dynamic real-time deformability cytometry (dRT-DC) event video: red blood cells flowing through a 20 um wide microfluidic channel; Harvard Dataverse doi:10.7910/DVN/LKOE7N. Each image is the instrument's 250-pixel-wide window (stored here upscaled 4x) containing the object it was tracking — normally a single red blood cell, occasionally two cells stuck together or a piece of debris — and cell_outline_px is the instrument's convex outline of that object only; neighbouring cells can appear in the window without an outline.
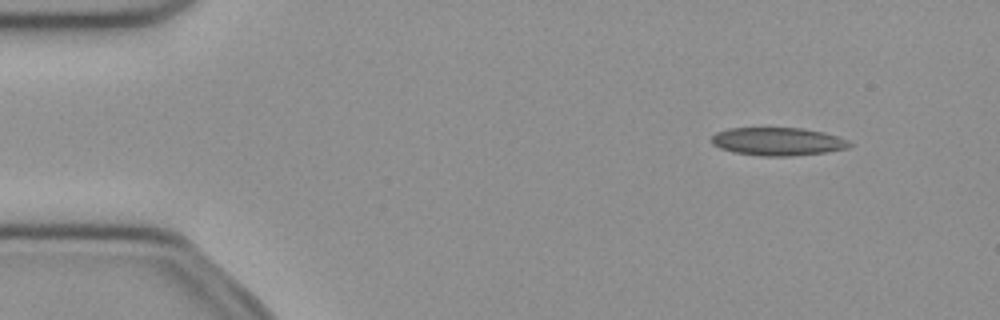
{"species": "common noctule bat (a hibernating species)", "species_latin": "Nyctalus noctula", "temperature_condition": "cold", "stored_images_in_passage": 46, "camera_frame_rate_fps": 3000, "um_per_image_px": 0.085, "animal": {"sex": "female", "body_mass_g": 21.9}, "frame": {"image": 1, "passage_image": 1, "time_ms": 0.0, "image_size_px": [1000, 320], "cell_outline_px": [[856, 144], [848, 148], [824, 152], [792, 156], [760, 156], [732, 152], [720, 148], [712, 144], [712, 136], [716, 132], [728, 128], [804, 128], [824, 132], [848, 140]], "centroid_in_image_um": [66.12, 12.03], "position_along_channel_um": 18.9, "area_um2": 22.72}}
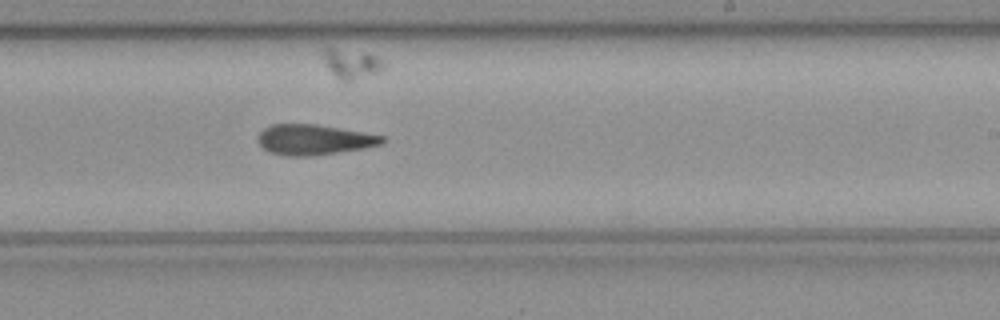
{"frame": {"image": 2, "passage_image": 26, "time_ms": 8.333, "image_size_px": [1000, 320], "cell_outline_px": [[384, 144], [364, 148], [312, 156], [284, 156], [268, 152], [256, 140], [260, 132], [264, 128], [272, 124], [316, 124], [384, 136]], "centroid_in_image_um": [26.65, 11.88], "position_along_channel_um": 262.3, "area_um2": 21.96}}
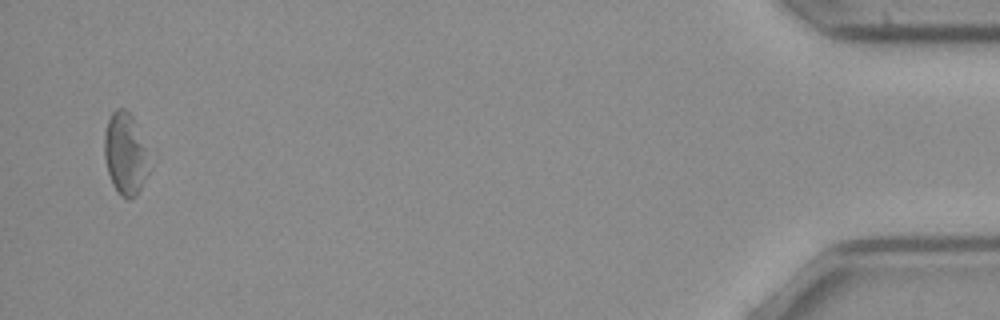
{"frame": {"image": 3, "passage_image": 45, "time_ms": 14.667, "image_size_px": [1000, 320], "cell_outline_px": [[152, 168], [136, 196], [132, 200], [128, 200], [120, 196], [116, 192], [112, 184], [104, 160], [104, 132], [108, 120], [112, 112], [116, 108], [124, 108], [132, 116], [148, 148]], "centroid_in_image_um": [10.68, 13.12], "position_along_channel_um": 424.5, "area_um2": 22.25}}